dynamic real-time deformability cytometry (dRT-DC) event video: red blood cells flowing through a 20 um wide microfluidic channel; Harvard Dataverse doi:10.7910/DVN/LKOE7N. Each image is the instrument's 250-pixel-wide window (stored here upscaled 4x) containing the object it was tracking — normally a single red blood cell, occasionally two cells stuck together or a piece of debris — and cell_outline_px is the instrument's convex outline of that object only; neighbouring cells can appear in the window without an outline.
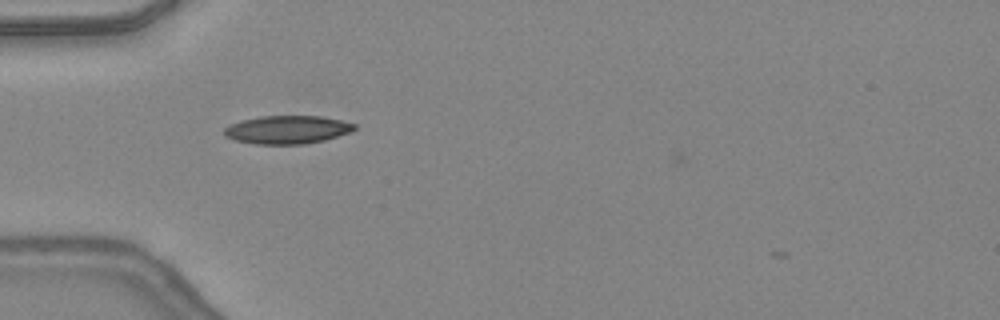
{"species": "common noctule bat (a hibernating species)", "species_latin": "Nyctalus noctula", "temperature_condition": "warm", "stored_images_in_passage": 32, "camera_frame_rate_fps": 3000, "um_per_image_px": 0.085, "animal": {"sex": "female", "body_mass_g": 24.6, "forearm_length_mm": 56.2}, "frame": {"image": 1, "passage_image": 3, "time_ms": 0.667, "image_size_px": [1000, 320], "cell_outline_px": [[356, 128], [352, 132], [324, 140], [304, 144], [256, 144], [232, 140], [224, 136], [224, 128], [240, 120], [260, 116], [320, 116], [340, 120], [356, 124]], "centroid_in_image_um": [24.4, 11.02], "position_along_channel_um": 60.6, "area_um2": 21.5}}
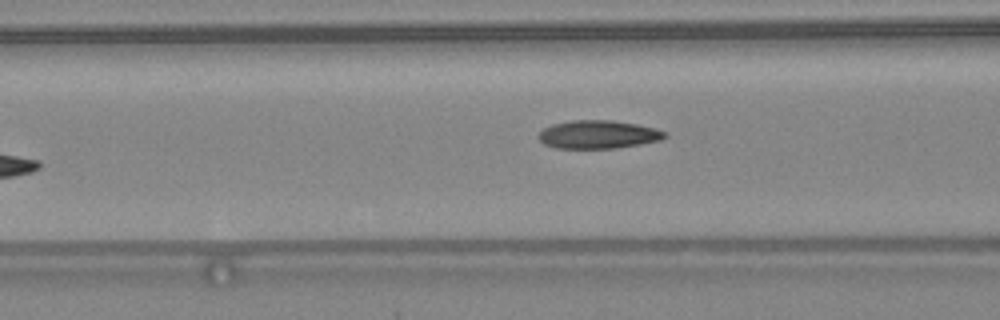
{"frame": {"image": 2, "passage_image": 7, "time_ms": 2.0, "image_size_px": [1000, 320], "cell_outline_px": [[668, 136], [660, 140], [640, 144], [616, 148], [556, 148], [544, 144], [536, 136], [544, 128], [552, 124], [572, 120], [612, 120], [636, 124], [656, 128], [668, 132]], "centroid_in_image_um": [50.86, 11.43], "position_along_channel_um": 115.7, "area_um2": 20.87}}
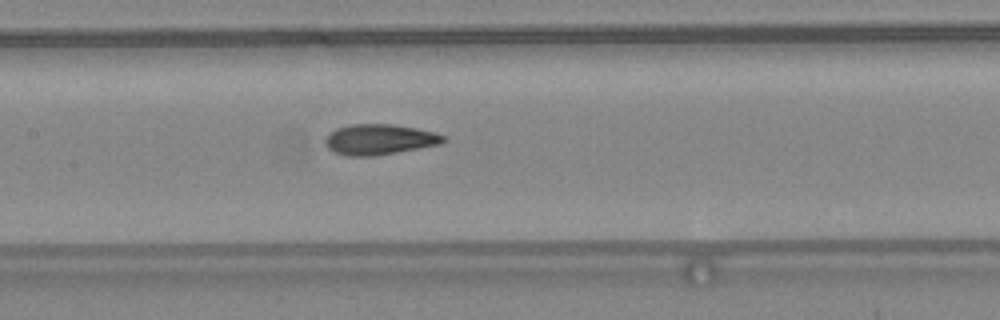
{"frame": {"image": 3, "passage_image": 11, "time_ms": 3.333, "image_size_px": [1000, 320], "cell_outline_px": [[444, 140], [440, 144], [376, 156], [344, 156], [332, 152], [324, 144], [324, 140], [336, 128], [352, 124], [392, 124], [416, 128], [432, 132], [444, 136]], "centroid_in_image_um": [32.19, 11.86], "position_along_channel_um": 175.2, "area_um2": 20.92}, "authors_computed_cell_mechanics": {"area_um2": 20.8369, "velocity_mm_per_s": 4.4174, "shape_relaxation_time_tau1_ms": 6.4427, "shape_relaxation_time_tau2_ms": 1.1826, "deformation_change_tau1": 0.2237, "deformation_change_tau2": 0.0761}}